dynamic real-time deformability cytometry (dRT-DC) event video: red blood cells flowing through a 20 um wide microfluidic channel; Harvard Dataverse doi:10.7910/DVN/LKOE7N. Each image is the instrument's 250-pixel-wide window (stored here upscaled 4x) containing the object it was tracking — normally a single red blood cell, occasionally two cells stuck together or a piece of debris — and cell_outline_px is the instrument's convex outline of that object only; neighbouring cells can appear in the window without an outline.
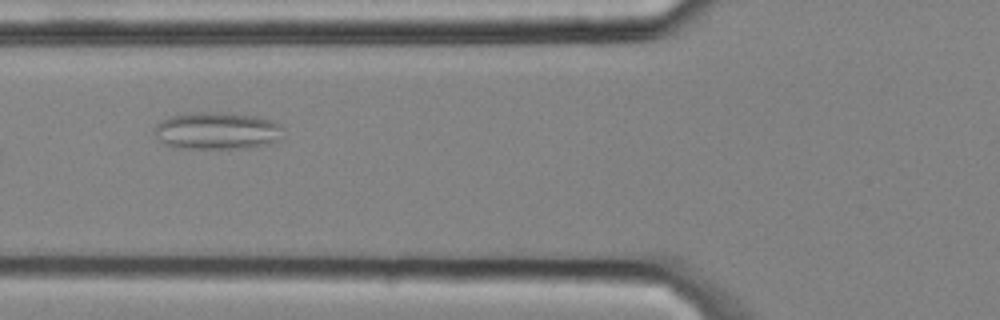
{"species": "common noctule bat (a hibernating species)", "species_latin": "Nyctalus noctula", "temperature_condition": "cold", "stored_images_in_passage": 5, "camera_frame_rate_fps": 3000, "um_per_image_px": 0.085, "animal": {"sex": "male", "body_mass_g": 20.4}, "frame": {"image": 1, "passage_image": 5, "time_ms": 1.333, "image_size_px": [1000, 320], "cell_outline_px": [[284, 128], [280, 140], [272, 144], [256, 148], [172, 148], [164, 144], [156, 136], [152, 128], [156, 124], [172, 116], [188, 112], [228, 112], [256, 116], [272, 120], [280, 124]], "centroid_in_image_um": [18.49, 11.12], "position_along_channel_um": 107.3, "area_um2": 28.67}}